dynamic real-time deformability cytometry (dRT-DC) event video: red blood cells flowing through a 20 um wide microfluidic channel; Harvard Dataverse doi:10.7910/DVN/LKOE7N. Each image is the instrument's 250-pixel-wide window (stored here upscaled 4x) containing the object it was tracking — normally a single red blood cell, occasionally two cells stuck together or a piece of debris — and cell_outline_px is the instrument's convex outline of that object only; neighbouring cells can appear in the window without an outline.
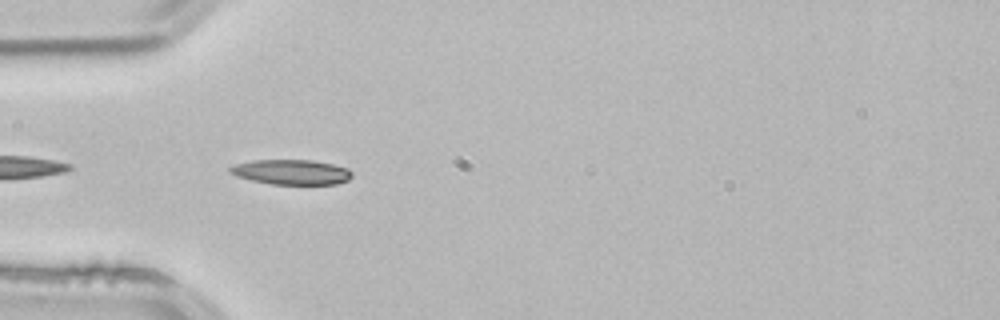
{"species": "common noctule bat (a hibernating species)", "species_latin": "Nyctalus noctula", "temperature_condition": "room temperature", "stored_images_in_passage": 3, "camera_frame_rate_fps": 3000, "um_per_image_px": 0.085, "animal": {"sex": "male", "body_mass_g": 21.5, "forearm_length_mm": 52.0}, "frame": {"image": 1, "passage_image": 3, "time_ms": 0.667, "image_size_px": [1000, 320], "cell_outline_px": [[352, 176], [348, 180], [336, 184], [272, 184], [252, 180], [236, 176], [228, 172], [228, 168], [232, 164], [252, 160], [312, 160], [332, 164], [348, 168], [352, 172]], "centroid_in_image_um": [24.73, 14.62], "position_along_channel_um": 60.3, "area_um2": 17.86}}